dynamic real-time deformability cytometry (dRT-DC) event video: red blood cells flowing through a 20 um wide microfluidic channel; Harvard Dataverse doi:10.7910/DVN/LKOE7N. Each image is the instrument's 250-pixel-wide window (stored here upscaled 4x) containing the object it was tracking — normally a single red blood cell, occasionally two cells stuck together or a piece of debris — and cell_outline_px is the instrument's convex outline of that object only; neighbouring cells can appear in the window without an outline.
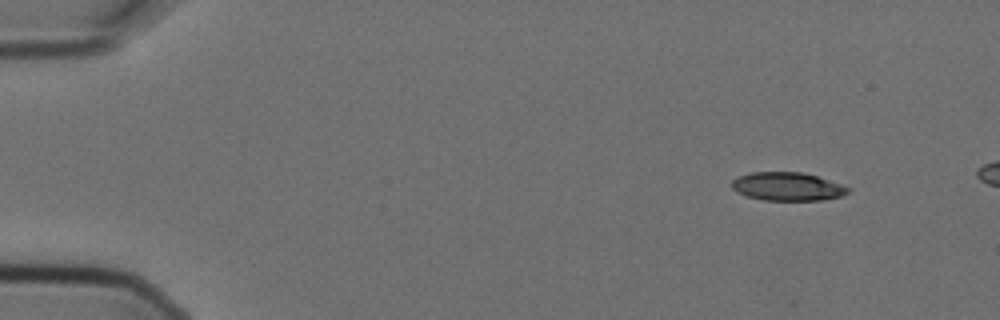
{"species": "Egyptian fruit bat (a non-hibernating species)", "species_latin": "Rousettus aegyptiacus", "temperature_condition": "cold", "stored_images_in_passage": 4, "camera_frame_rate_fps": 3000, "um_per_image_px": 0.085, "animal": {"sex": "female"}, "frame": {"image": 1, "passage_image": 1, "time_ms": 0.0, "image_size_px": [1000, 320], "cell_outline_px": [[852, 188], [844, 196], [820, 200], [764, 200], [748, 196], [736, 192], [732, 188], [732, 180], [736, 176], [752, 172], [800, 172], [816, 176]], "centroid_in_image_um": [66.92, 15.85], "position_along_channel_um": 18.1, "area_um2": 19.19}}